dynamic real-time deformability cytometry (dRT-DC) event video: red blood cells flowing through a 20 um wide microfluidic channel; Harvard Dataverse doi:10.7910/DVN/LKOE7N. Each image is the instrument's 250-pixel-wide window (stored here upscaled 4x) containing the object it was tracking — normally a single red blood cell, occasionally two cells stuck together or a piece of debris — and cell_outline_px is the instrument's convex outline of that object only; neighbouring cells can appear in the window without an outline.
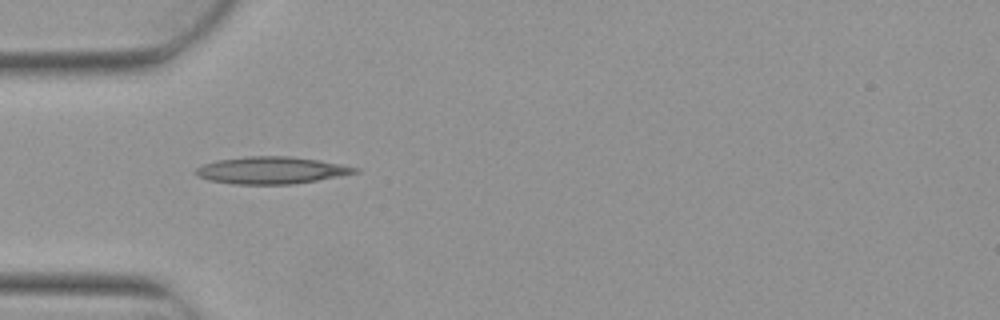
{"species": "Egyptian fruit bat (a non-hibernating species)", "species_latin": "Rousettus aegyptiacus", "temperature_condition": "warm", "stored_images_in_passage": 5, "camera_frame_rate_fps": 3000, "um_per_image_px": 0.085, "animal": {"sex": "female"}, "frame": {"image": 1, "passage_image": 4, "time_ms": 1.0, "image_size_px": [1000, 320], "cell_outline_px": [[360, 172], [316, 180], [292, 184], [232, 184], [208, 180], [196, 176], [192, 172], [196, 168], [204, 164], [216, 160], [248, 156], [288, 156], [320, 160], [360, 168]], "centroid_in_image_um": [23.02, 14.47], "position_along_channel_um": 62.0, "area_um2": 25.2}}
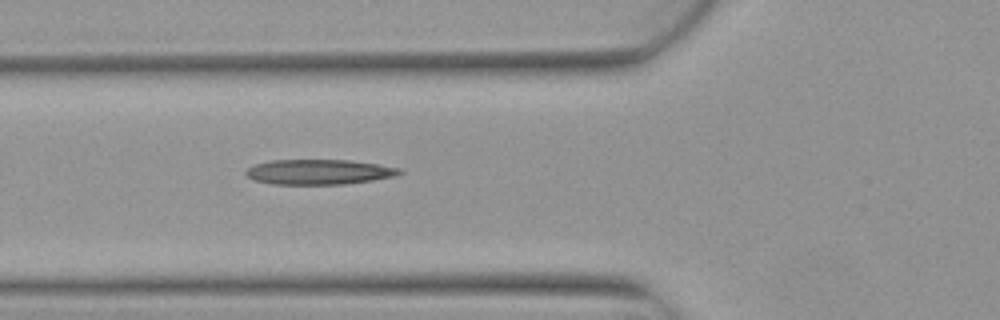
{"frame": {"image": 2, "passage_image": 5, "time_ms": 1.333, "image_size_px": [1000, 320], "cell_outline_px": [[404, 172], [396, 176], [372, 180], [344, 184], [272, 184], [256, 180], [248, 176], [244, 172], [248, 168], [256, 164], [272, 160], [348, 160], [380, 164], [400, 168]], "centroid_in_image_um": [27.16, 14.61], "position_along_channel_um": 98.6, "area_um2": 22.37}}